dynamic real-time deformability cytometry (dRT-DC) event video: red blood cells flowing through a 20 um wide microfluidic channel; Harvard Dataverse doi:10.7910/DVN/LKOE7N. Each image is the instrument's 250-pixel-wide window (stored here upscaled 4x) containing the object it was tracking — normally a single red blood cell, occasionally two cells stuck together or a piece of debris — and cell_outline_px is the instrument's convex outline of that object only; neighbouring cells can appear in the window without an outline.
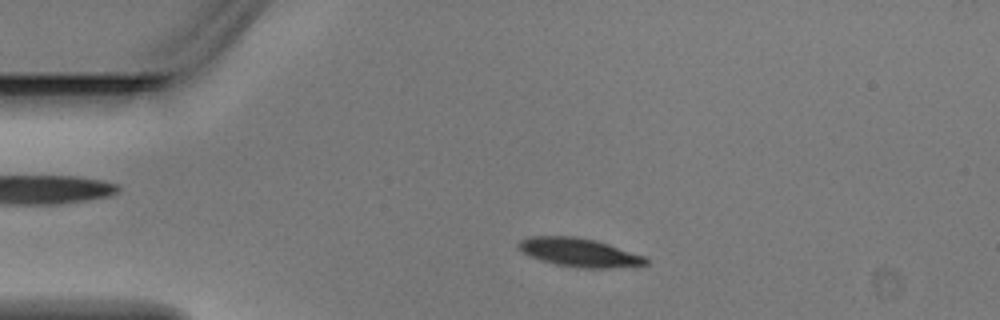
{"species": "Egyptian fruit bat (a non-hibernating species)", "species_latin": "Rousettus aegyptiacus", "temperature_condition": "warm", "stored_images_in_passage": 3, "camera_frame_rate_fps": 3000, "um_per_image_px": 0.085, "animal": {"sex": "male"}, "frame": {"image": 1, "passage_image": 2, "time_ms": 0.333, "image_size_px": [1000, 320], "cell_outline_px": [[648, 264], [612, 268], [576, 268], [556, 264], [540, 260], [524, 252], [516, 244], [520, 240], [532, 236], [576, 236], [596, 240], [648, 256]], "centroid_in_image_um": [49.3, 21.46], "position_along_channel_um": 35.7, "area_um2": 21.33}}